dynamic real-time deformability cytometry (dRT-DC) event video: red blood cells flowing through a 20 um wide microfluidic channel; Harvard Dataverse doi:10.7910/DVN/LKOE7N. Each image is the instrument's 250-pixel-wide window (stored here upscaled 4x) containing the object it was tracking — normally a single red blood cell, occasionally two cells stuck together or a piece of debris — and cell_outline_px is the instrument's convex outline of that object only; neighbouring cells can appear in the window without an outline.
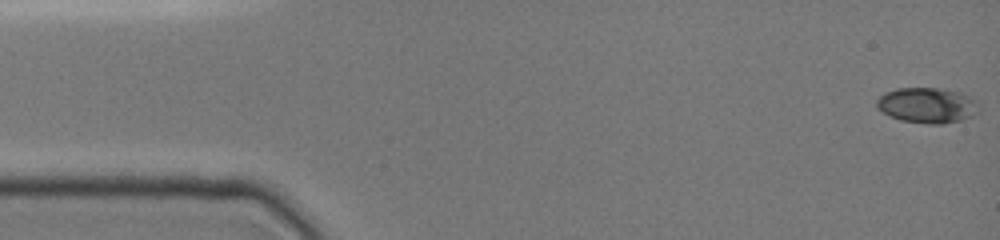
{"species": "common noctule bat (a hibernating species)", "species_latin": "Nyctalus noctula", "temperature_condition": "cold", "stored_images_in_passage": 49, "camera_frame_rate_fps": 3000, "um_per_image_px": 0.085, "animal": {"sex": "female", "body_mass_g": 19.0, "forearm_length_mm": 51.5}, "frame": {"image": 1, "passage_image": 1, "time_ms": 0.0, "image_size_px": [1000, 240], "cell_outline_px": [[980, 112], [972, 116], [960, 120], [944, 124], [928, 124], [900, 120], [884, 112], [876, 104], [876, 100], [884, 92], [896, 88], [940, 88], [960, 92], [972, 96], [976, 100], [980, 108]], "centroid_in_image_um": [78.87, 8.94], "position_along_channel_um": 6.1, "area_um2": 21.27}}
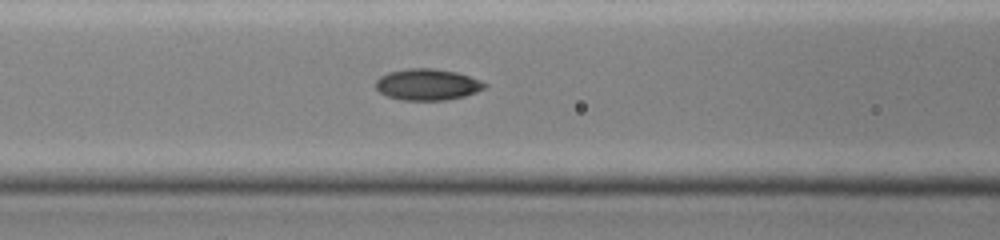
{"frame": {"image": 2, "passage_image": 20, "time_ms": 6.333, "image_size_px": [1000, 240], "cell_outline_px": [[488, 84], [484, 88], [476, 92], [464, 96], [448, 100], [400, 100], [388, 96], [380, 92], [376, 88], [376, 80], [380, 76], [388, 72], [408, 68], [432, 68], [456, 72], [480, 80]], "centroid_in_image_um": [36.32, 7.18], "position_along_channel_um": 130.3, "area_um2": 19.88}}
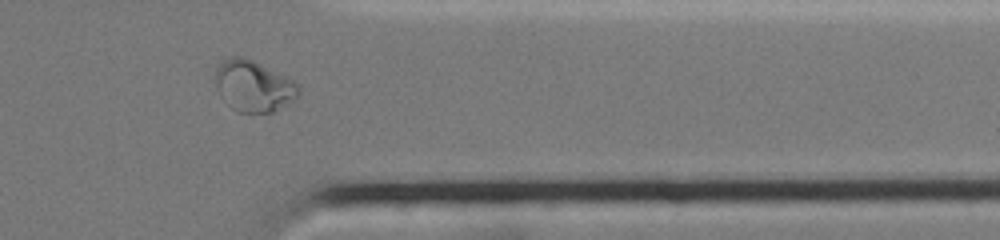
{"frame": {"image": 3, "passage_image": 40, "time_ms": 13.0, "image_size_px": [1000, 240], "cell_outline_px": [[300, 92], [296, 96], [272, 112], [236, 112], [220, 96], [216, 88], [216, 68], [220, 60], [228, 56], [244, 56], [292, 80], [300, 88]], "centroid_in_image_um": [21.47, 7.28], "position_along_channel_um": 389.9, "area_um2": 24.45}, "authors_computed_cell_mechanics": {"area_um2": 19.4786, "velocity_mm_per_s": 3.906, "shape_relaxation_time_tau1_ms": null, "shape_relaxation_time_tau2_ms": 1.7718, "deformation_change_tau1": null, "deformation_change_tau2": 0.0526}}